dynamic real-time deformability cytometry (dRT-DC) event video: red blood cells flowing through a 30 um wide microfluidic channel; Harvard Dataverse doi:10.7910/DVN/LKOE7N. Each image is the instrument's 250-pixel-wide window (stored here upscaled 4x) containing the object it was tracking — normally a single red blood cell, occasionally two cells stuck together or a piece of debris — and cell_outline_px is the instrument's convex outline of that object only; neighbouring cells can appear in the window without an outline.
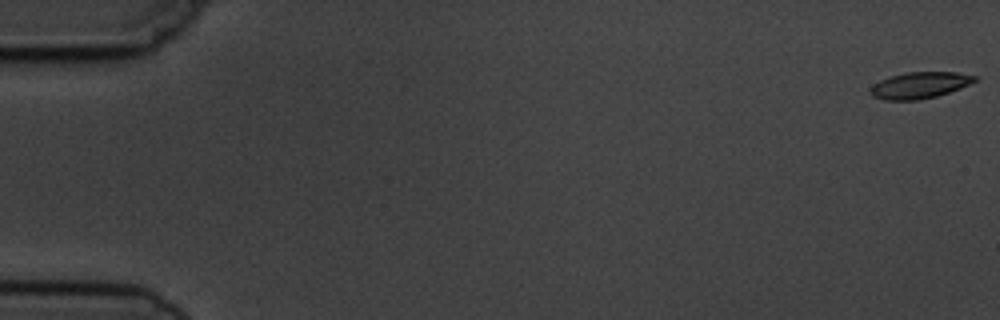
{"species": "common noctule bat (a hibernating species)", "species_latin": "Nyctalus noctula", "temperature_condition": "cold", "stored_images_in_passage": 8, "camera_frame_rate_fps": 3000, "um_per_image_px": 0.085, "animal": {"sex": "male", "body_mass_g": 19.5, "forearm_length_mm": 54.6}, "frame": {"image": 1, "passage_image": 1, "time_ms": 0.0, "image_size_px": [1000, 320], "cell_outline_px": [[976, 80], [968, 84], [948, 92], [936, 96], [916, 100], [884, 100], [872, 96], [872, 84], [880, 80], [904, 72], [956, 72], [976, 76]], "centroid_in_image_um": [78.14, 7.24], "position_along_channel_um": 6.9, "area_um2": 15.72}}
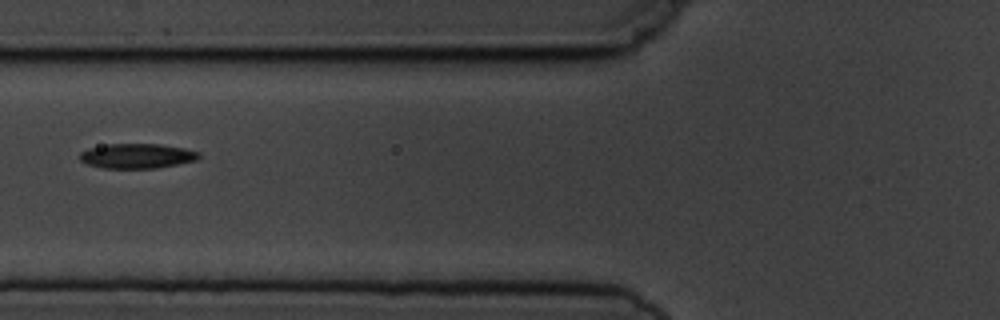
{"frame": {"image": 2, "passage_image": 7, "time_ms": 7.0, "image_size_px": [1000, 320], "cell_outline_px": [[200, 156], [196, 160], [156, 168], [104, 168], [88, 164], [80, 160], [80, 152], [88, 148], [108, 144], [160, 144], [184, 148], [200, 152]], "centroid_in_image_um": [11.64, 13.25], "position_along_channel_um": 114.2, "area_um2": 17.11}}
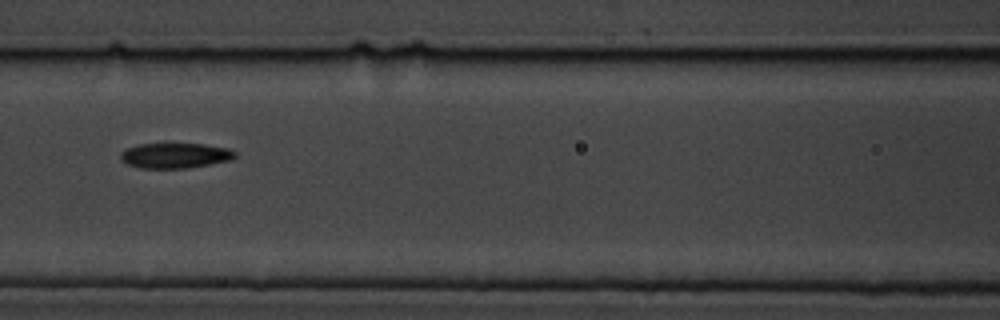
{"frame": {"image": 3, "passage_image": 8, "time_ms": 8.0, "image_size_px": [1000, 320], "cell_outline_px": [[236, 156], [232, 160], [188, 168], [140, 168], [128, 164], [120, 160], [120, 152], [124, 148], [140, 144], [204, 144], [228, 148], [236, 152]], "centroid_in_image_um": [14.87, 13.22], "position_along_channel_um": 151.7, "area_um2": 16.94}}